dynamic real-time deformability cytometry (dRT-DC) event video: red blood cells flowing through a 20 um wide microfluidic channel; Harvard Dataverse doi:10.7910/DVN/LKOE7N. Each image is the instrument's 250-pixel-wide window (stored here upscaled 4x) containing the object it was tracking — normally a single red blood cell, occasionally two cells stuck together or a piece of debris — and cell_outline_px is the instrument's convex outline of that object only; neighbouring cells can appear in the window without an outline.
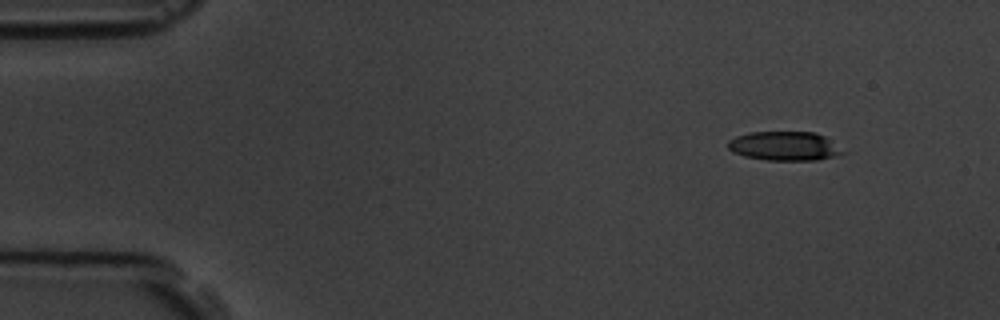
{"species": "common noctule bat (a hibernating species)", "species_latin": "Nyctalus noctula", "temperature_condition": "room temperature", "stored_images_in_passage": 4, "camera_frame_rate_fps": 3000, "um_per_image_px": 0.085, "animal": {"sex": "male", "body_mass_g": 19.5, "forearm_length_mm": 54.6}, "frame": {"image": 1, "passage_image": 1, "time_ms": 0.0, "image_size_px": [1000, 320], "cell_outline_px": [[848, 152], [836, 156], [816, 160], [768, 160], [744, 156], [732, 152], [728, 148], [728, 140], [736, 136], [748, 132], [816, 132], [824, 136]], "centroid_in_image_um": [66.69, 12.41], "position_along_channel_um": 18.3, "area_um2": 19.59}}
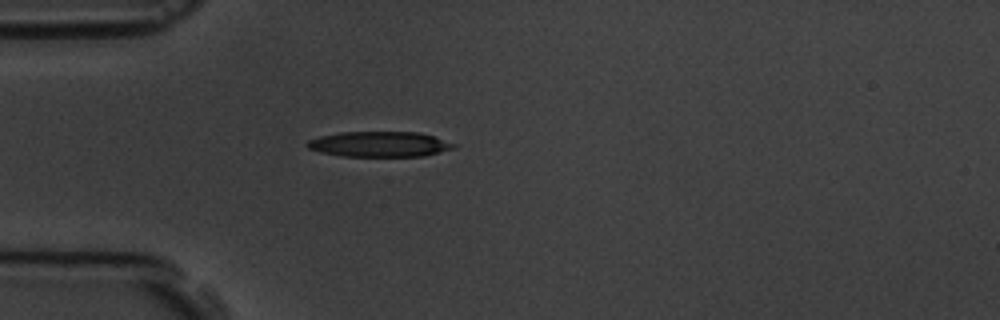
{"frame": {"image": 2, "passage_image": 4, "time_ms": 3.333, "image_size_px": [1000, 320], "cell_outline_px": [[460, 144], [456, 148], [424, 156], [344, 156], [320, 152], [308, 148], [304, 144], [308, 140], [320, 136], [340, 132], [420, 132]], "centroid_in_image_um": [32.3, 12.25], "position_along_channel_um": 52.7, "area_um2": 21.85}}